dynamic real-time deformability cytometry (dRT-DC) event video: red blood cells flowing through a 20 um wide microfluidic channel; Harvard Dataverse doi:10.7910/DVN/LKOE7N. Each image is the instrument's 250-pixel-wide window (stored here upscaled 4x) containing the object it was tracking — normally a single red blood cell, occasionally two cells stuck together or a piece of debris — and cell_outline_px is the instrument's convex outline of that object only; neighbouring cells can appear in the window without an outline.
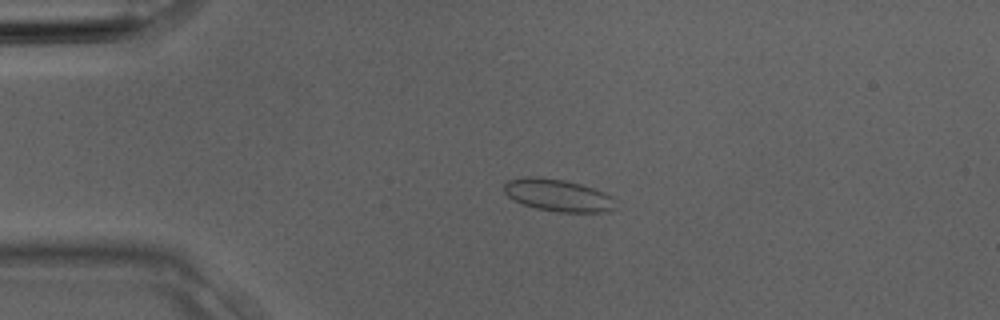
{"species": "Egyptian fruit bat (a non-hibernating species)", "species_latin": "Rousettus aegyptiacus", "temperature_condition": "room temperature", "stored_images_in_passage": 3, "camera_frame_rate_fps": 3000, "um_per_image_px": 0.085, "animal": {"sex": "male"}, "frame": {"image": 1, "passage_image": 2, "time_ms": 0.333, "image_size_px": [1000, 320], "cell_outline_px": [[616, 208], [604, 212], [556, 212], [536, 208], [524, 204], [508, 196], [504, 192], [504, 184], [508, 180], [524, 176], [536, 176], [564, 180], [580, 184], [604, 192], [612, 196]], "centroid_in_image_um": [47.42, 16.59], "position_along_channel_um": 37.6, "area_um2": 20.87}}
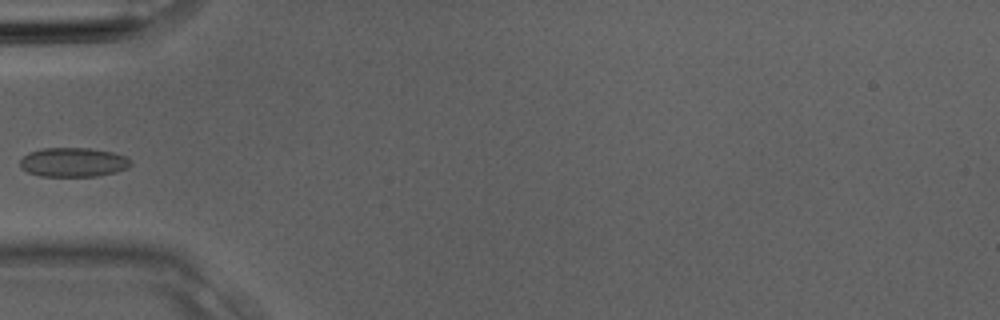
{"frame": {"image": 2, "passage_image": 3, "time_ms": 0.667, "image_size_px": [1000, 320], "cell_outline_px": [[132, 164], [128, 168], [116, 172], [96, 176], [40, 176], [28, 172], [20, 164], [20, 160], [28, 152], [44, 148], [88, 148], [112, 152], [124, 156], [132, 160]], "centroid_in_image_um": [6.25, 13.79], "position_along_channel_um": 78.7, "area_um2": 18.79}}